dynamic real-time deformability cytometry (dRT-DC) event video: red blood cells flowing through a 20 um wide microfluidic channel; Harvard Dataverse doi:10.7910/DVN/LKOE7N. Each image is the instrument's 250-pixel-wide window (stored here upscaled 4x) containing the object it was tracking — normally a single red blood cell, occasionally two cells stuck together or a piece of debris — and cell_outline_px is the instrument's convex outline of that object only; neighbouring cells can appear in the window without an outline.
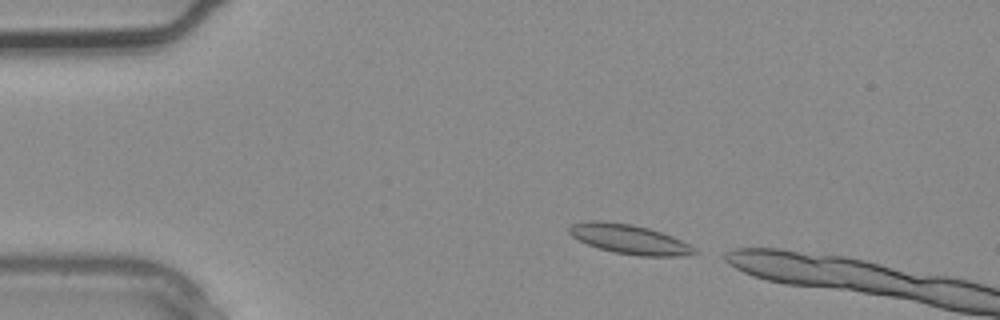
{"species": "common noctule bat (a hibernating species)", "species_latin": "Nyctalus noctula", "temperature_condition": "warm", "stored_images_in_passage": 2, "camera_frame_rate_fps": 3000, "um_per_image_px": 0.085, "animal": {"sex": "male", "body_mass_g": 20.4}, "frame": {"image": 1, "passage_image": 1, "time_ms": 0.0, "image_size_px": [1000, 320], "cell_outline_px": [[700, 252], [680, 256], [640, 256], [612, 252], [588, 244], [572, 236], [568, 232], [568, 228], [572, 224], [588, 220], [600, 220], [632, 224], [648, 228], [672, 236], [696, 248]], "centroid_in_image_um": [53.48, 20.33], "position_along_channel_um": 31.5, "area_um2": 21.44}}